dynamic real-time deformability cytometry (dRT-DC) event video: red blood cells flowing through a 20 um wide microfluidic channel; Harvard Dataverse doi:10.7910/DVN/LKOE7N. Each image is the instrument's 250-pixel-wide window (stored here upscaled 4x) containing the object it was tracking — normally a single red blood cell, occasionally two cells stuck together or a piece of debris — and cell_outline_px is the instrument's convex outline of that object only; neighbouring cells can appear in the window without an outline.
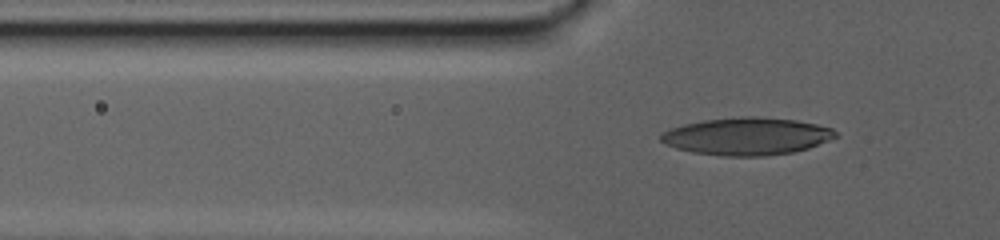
{"species": "human", "species_latin": "Homo sapiens", "temperature_condition": "warm", "stored_images_in_passage": 81, "camera_frame_rate_fps": 3000, "um_per_image_px": 0.085, "donor": {"sex": "male"}, "frame": {"image": 1, "passage_image": 17, "time_ms": 5.333, "image_size_px": [1000, 240], "cell_outline_px": [[840, 136], [808, 148], [792, 152], [764, 156], [720, 156], [692, 152], [676, 148], [664, 144], [660, 140], [660, 136], [664, 132], [672, 128], [684, 124], [704, 120], [740, 116], [756, 116], [796, 120], [816, 124], [832, 128]], "centroid_in_image_um": [63.49, 11.58], "position_along_channel_um": 62.3, "area_um2": 38.21}}
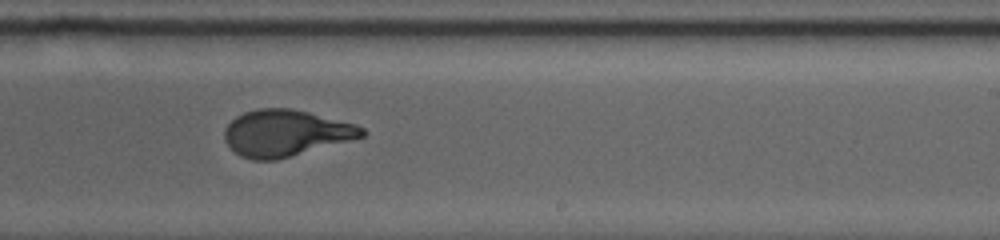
{"frame": {"image": 2, "passage_image": 48, "time_ms": 15.667, "image_size_px": [1000, 240], "cell_outline_px": [[368, 132], [364, 136], [276, 160], [252, 160], [240, 156], [224, 140], [224, 128], [236, 116], [244, 112], [256, 108], [292, 108], [356, 124], [364, 128]], "centroid_in_image_um": [24.26, 11.3], "position_along_channel_um": 264.7, "area_um2": 37.05}}
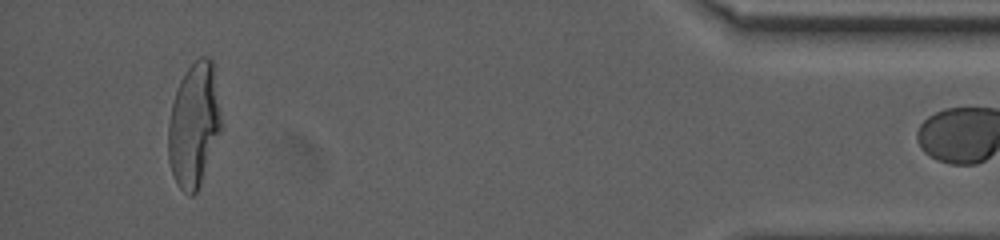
{"frame": {"image": 3, "passage_image": 79, "time_ms": 26.0, "image_size_px": [1000, 240], "cell_outline_px": [[220, 128], [200, 184], [196, 192], [192, 196], [188, 196], [176, 184], [168, 160], [168, 124], [172, 104], [180, 80], [184, 72], [200, 56], [212, 56], [220, 112]], "centroid_in_image_um": [16.45, 10.6], "position_along_channel_um": 418.7, "area_um2": 37.74}}